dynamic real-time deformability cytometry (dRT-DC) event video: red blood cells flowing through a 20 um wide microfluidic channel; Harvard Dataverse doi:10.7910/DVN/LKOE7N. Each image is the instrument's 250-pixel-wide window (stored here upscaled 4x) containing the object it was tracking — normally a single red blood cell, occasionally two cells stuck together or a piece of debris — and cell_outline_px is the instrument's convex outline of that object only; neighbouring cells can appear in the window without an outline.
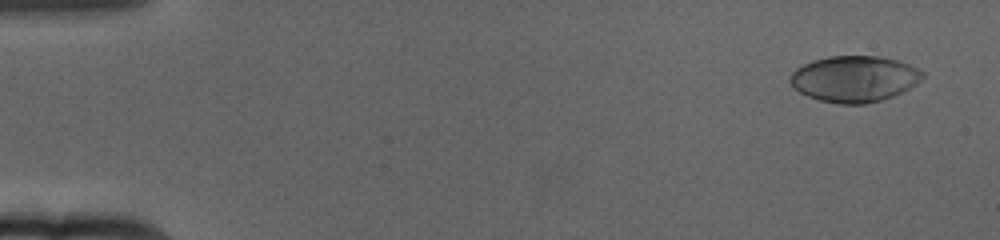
{"species": "human", "species_latin": "Homo sapiens", "temperature_condition": "cold", "stored_images_in_passage": 66, "camera_frame_rate_fps": 3000, "um_per_image_px": 0.085, "donor": {"sex": "female"}, "frame": {"image": 1, "passage_image": 4, "time_ms": 1.0, "image_size_px": [1000, 240], "cell_outline_px": [[924, 76], [916, 84], [892, 96], [880, 100], [864, 104], [840, 104], [820, 100], [808, 96], [792, 88], [788, 80], [788, 76], [796, 68], [812, 60], [828, 56], [880, 56], [900, 60], [924, 72]], "centroid_in_image_um": [72.58, 6.69], "position_along_channel_um": 12.4, "area_um2": 35.72}}
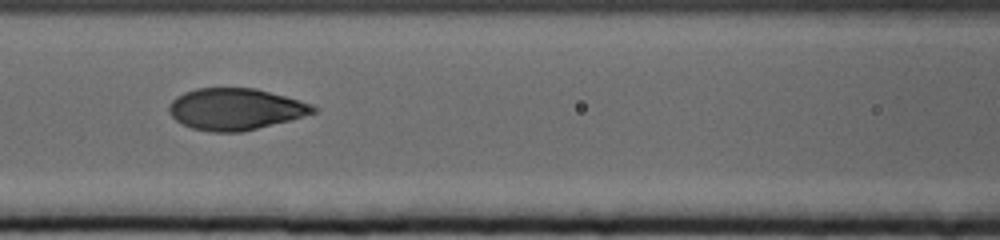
{"frame": {"image": 2, "passage_image": 30, "time_ms": 9.667, "image_size_px": [1000, 240], "cell_outline_px": [[320, 108], [316, 112], [288, 120], [240, 132], [212, 132], [192, 128], [176, 120], [168, 112], [168, 104], [176, 96], [184, 92], [196, 88], [256, 88], [312, 104]], "centroid_in_image_um": [19.98, 9.26], "position_along_channel_um": 146.6, "area_um2": 34.74}}
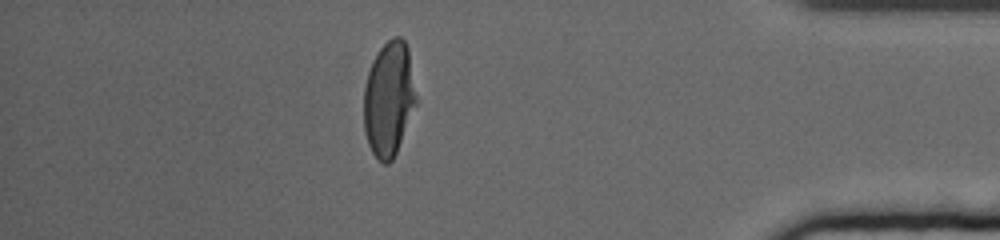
{"frame": {"image": 3, "passage_image": 58, "time_ms": 19.0, "image_size_px": [1000, 240], "cell_outline_px": [[416, 104], [396, 152], [392, 160], [388, 164], [384, 164], [372, 152], [368, 144], [364, 132], [364, 88], [368, 72], [372, 60], [380, 48], [392, 36], [400, 36], [404, 40], [408, 48], [416, 96]], "centroid_in_image_um": [33.04, 8.39], "position_along_channel_um": 402.2, "area_um2": 34.8}, "authors_computed_cell_mechanics": {"area_um2": 35.7493, "velocity_mm_per_s": 3.121, "shape_relaxation_time_tau1_ms": 4.2656, "shape_relaxation_time_tau2_ms": null, "deformation_change_tau1": 0.2083, "deformation_change_tau2": null}}